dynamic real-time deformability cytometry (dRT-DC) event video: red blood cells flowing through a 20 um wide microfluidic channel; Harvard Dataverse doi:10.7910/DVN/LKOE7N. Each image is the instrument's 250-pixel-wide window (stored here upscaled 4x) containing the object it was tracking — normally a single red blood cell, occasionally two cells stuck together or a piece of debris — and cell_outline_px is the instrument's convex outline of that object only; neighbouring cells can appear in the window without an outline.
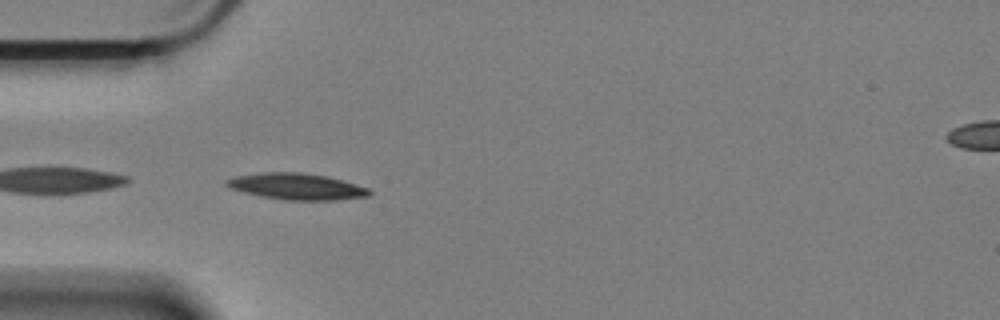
{"species": "Egyptian fruit bat (a non-hibernating species)", "species_latin": "Rousettus aegyptiacus", "temperature_condition": "cold", "stored_images_in_passage": 19, "camera_frame_rate_fps": 3000, "um_per_image_px": 0.085, "animal": {"sex": "female"}, "frame": {"image": 1, "passage_image": 1, "time_ms": 0.0, "image_size_px": [1000, 320], "cell_outline_px": [[372, 192], [368, 196], [336, 200], [284, 200], [260, 196], [228, 188], [224, 184], [224, 180], [236, 176], [264, 172], [300, 172], [324, 176], [356, 184], [368, 188]], "centroid_in_image_um": [25.16, 15.85], "position_along_channel_um": 59.8, "area_um2": 21.85}}
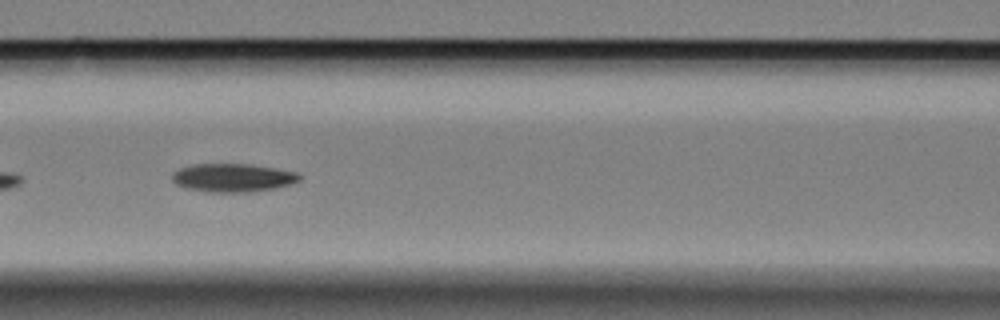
{"frame": {"image": 2, "passage_image": 9, "time_ms": 2.667, "image_size_px": [1000, 320], "cell_outline_px": [[300, 180], [276, 188], [248, 192], [208, 192], [184, 188], [176, 184], [172, 180], [172, 172], [180, 168], [192, 164], [248, 164], [276, 168], [296, 172], [300, 176]], "centroid_in_image_um": [19.74, 15.11], "position_along_channel_um": 146.9, "area_um2": 21.04}}